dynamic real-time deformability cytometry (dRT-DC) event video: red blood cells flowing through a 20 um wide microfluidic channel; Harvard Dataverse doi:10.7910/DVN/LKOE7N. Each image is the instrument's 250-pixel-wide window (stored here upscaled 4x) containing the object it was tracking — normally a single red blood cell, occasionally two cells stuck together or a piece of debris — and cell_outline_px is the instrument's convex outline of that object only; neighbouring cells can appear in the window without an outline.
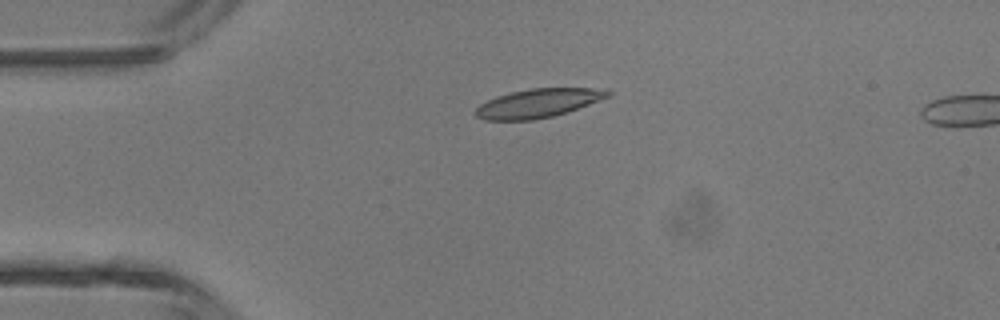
{"species": "common noctule bat (a hibernating species)", "species_latin": "Nyctalus noctula", "temperature_condition": "room temperature", "stored_images_in_passage": 5, "camera_frame_rate_fps": 3000, "um_per_image_px": 0.085, "animal": {"sex": "male", "body_mass_g": 13.3}, "frame": {"image": 1, "passage_image": 3, "time_ms": 2.333, "image_size_px": [1000, 320], "cell_outline_px": [[612, 92], [608, 96], [588, 104], [552, 116], [532, 120], [484, 120], [476, 116], [476, 108], [480, 104], [496, 96], [512, 92], [532, 88], [604, 88]], "centroid_in_image_um": [45.71, 8.76], "position_along_channel_um": 39.3, "area_um2": 21.79}}